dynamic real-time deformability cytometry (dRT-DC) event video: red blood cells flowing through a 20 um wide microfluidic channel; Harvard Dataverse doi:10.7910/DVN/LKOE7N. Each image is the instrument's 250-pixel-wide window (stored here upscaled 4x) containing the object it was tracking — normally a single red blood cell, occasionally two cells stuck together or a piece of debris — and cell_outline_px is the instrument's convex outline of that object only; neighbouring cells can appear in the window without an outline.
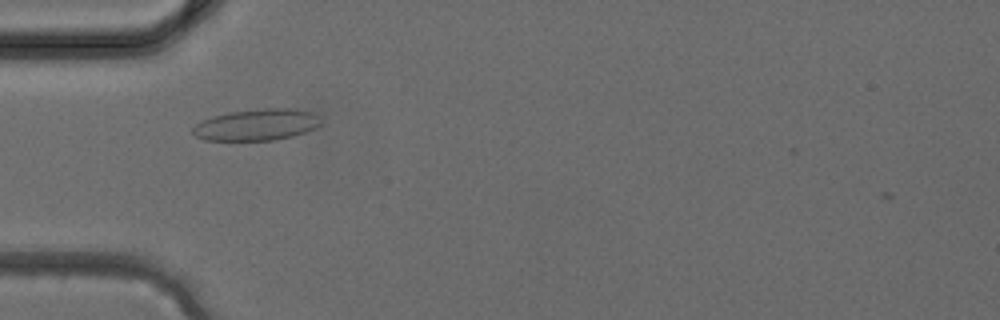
{"species": "common noctule bat (a hibernating species)", "species_latin": "Nyctalus noctula", "temperature_condition": "cold", "stored_images_in_passage": 29, "camera_frame_rate_fps": 3000, "um_per_image_px": 0.085, "animal": {"sex": "female", "body_mass_g": 24.6, "forearm_length_mm": 56.2}, "frame": {"image": 1, "passage_image": 3, "time_ms": 0.667, "image_size_px": [1000, 320], "cell_outline_px": [[324, 124], [316, 128], [292, 136], [272, 140], [204, 140], [196, 136], [192, 132], [192, 128], [196, 124], [212, 116], [232, 112], [264, 108], [292, 108], [316, 112], [320, 116]], "centroid_in_image_um": [21.9, 10.59], "position_along_channel_um": 63.1, "area_um2": 23.64}}
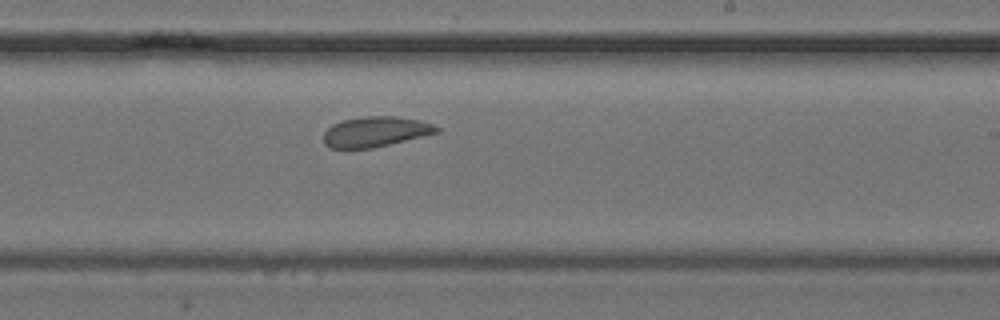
{"frame": {"image": 2, "passage_image": 14, "time_ms": 4.333, "image_size_px": [1000, 320], "cell_outline_px": [[440, 132], [372, 148], [328, 148], [324, 144], [324, 132], [332, 124], [344, 120], [364, 116], [396, 116], [420, 120], [432, 124], [440, 128]], "centroid_in_image_um": [31.91, 11.19], "position_along_channel_um": 257.1, "area_um2": 19.88}}
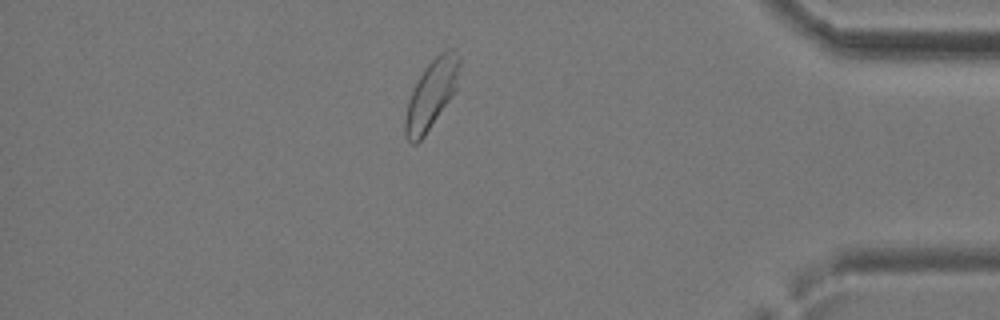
{"frame": {"image": 3, "passage_image": 24, "time_ms": 7.667, "image_size_px": [1000, 320], "cell_outline_px": [[460, 64], [456, 88], [452, 96], [424, 136], [416, 144], [412, 144], [404, 136], [404, 120], [408, 100], [412, 88], [428, 64], [440, 52], [448, 48], [452, 48], [460, 56]], "centroid_in_image_um": [36.65, 8.02], "position_along_channel_um": 398.6, "area_um2": 21.68}}